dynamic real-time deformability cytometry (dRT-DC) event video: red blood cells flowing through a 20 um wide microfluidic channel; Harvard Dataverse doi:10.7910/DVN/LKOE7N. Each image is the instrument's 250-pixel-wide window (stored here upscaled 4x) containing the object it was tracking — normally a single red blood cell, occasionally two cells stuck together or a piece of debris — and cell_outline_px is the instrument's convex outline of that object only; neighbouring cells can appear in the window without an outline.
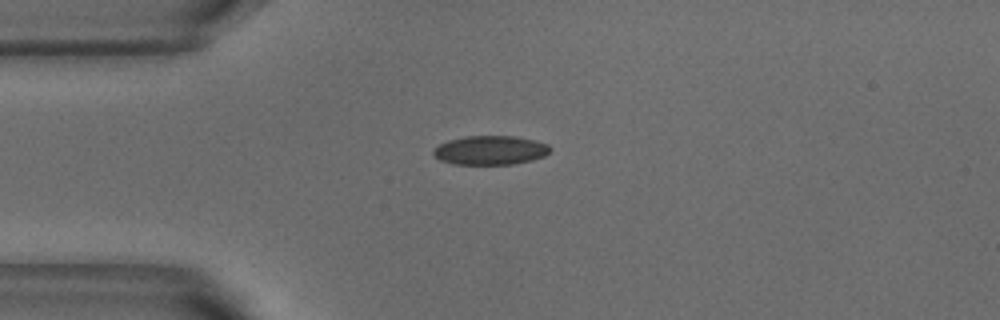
{"species": "common noctule bat (a hibernating species)", "species_latin": "Nyctalus noctula", "temperature_condition": "warm", "stored_images_in_passage": 29, "camera_frame_rate_fps": 3000, "um_per_image_px": 0.085, "animal": {"sex": "male", "body_mass_g": 18.8}, "frame": {"image": 1, "passage_image": 1, "time_ms": 0.0, "image_size_px": [1000, 320], "cell_outline_px": [[552, 148], [544, 156], [532, 160], [512, 164], [452, 164], [440, 160], [432, 152], [440, 144], [448, 140], [464, 136], [516, 136], [548, 144]], "centroid_in_image_um": [41.68, 12.77], "position_along_channel_um": 43.3, "area_um2": 19.65}}
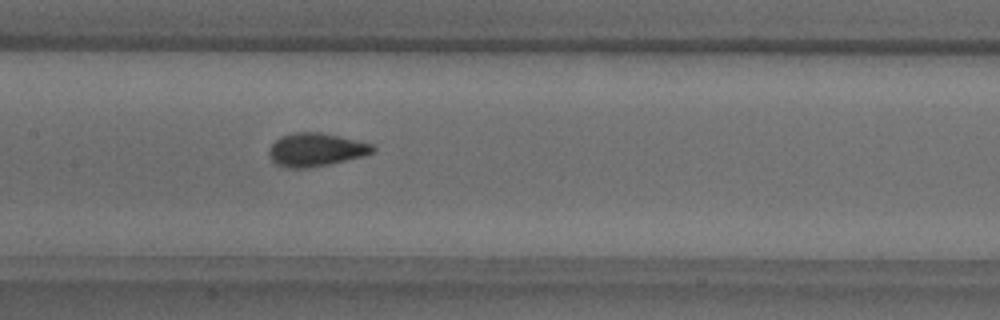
{"frame": {"image": 2, "passage_image": 13, "time_ms": 4.0, "image_size_px": [1000, 320], "cell_outline_px": [[376, 148], [372, 152], [364, 156], [328, 164], [308, 168], [284, 168], [276, 164], [268, 156], [268, 148], [280, 136], [292, 132], [320, 132], [372, 144]], "centroid_in_image_um": [26.79, 12.73], "position_along_channel_um": 180.6, "area_um2": 20.11}}
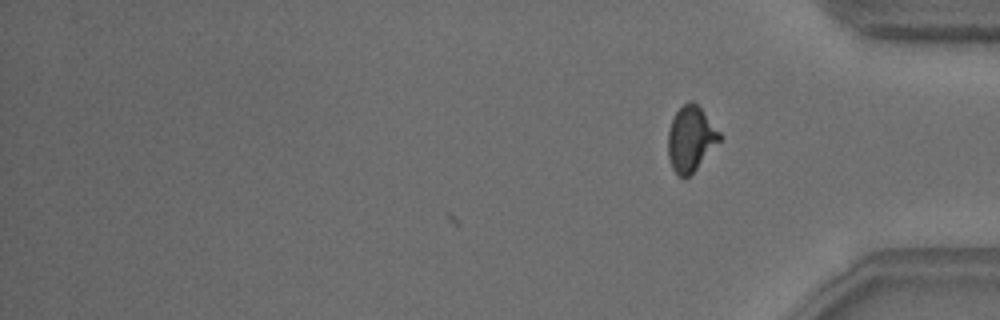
{"frame": {"image": 3, "passage_image": 29, "time_ms": 9.333, "image_size_px": [1000, 320], "cell_outline_px": [[724, 136], [696, 168], [688, 176], [680, 176], [672, 168], [668, 156], [668, 132], [672, 120], [676, 112], [688, 100], [692, 100], [700, 108]], "centroid_in_image_um": [58.72, 11.77], "position_along_channel_um": 376.5, "area_um2": 19.25}, "authors_computed_cell_mechanics": {"area_um2": 19.5942, "velocity_mm_per_s": 3.8011, "shape_relaxation_time_tau1_ms": 3.7525, "shape_relaxation_time_tau2_ms": 0.8344, "deformation_change_tau1": 0.1386, "deformation_change_tau2": 0.0376}}